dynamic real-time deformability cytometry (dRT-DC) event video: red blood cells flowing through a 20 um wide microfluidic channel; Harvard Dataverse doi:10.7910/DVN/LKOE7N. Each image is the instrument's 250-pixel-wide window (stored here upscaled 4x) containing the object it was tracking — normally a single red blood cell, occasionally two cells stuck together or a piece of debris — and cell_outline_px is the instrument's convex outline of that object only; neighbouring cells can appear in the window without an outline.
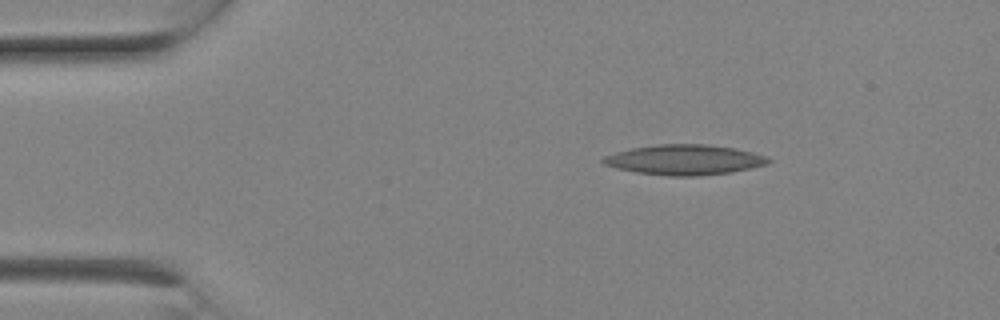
{"species": "Egyptian fruit bat (a non-hibernating species)", "species_latin": "Rousettus aegyptiacus", "temperature_condition": "room temperature", "stored_images_in_passage": 2, "camera_frame_rate_fps": 3000, "um_per_image_px": 0.085, "animal": {"sex": "female"}, "frame": {"image": 1, "passage_image": 1, "time_ms": 0.0, "image_size_px": [1000, 320], "cell_outline_px": [[772, 160], [768, 164], [732, 172], [696, 176], [668, 176], [636, 172], [616, 168], [604, 164], [600, 160], [604, 156], [616, 152], [632, 148], [656, 144], [704, 144], [736, 148], [768, 156]], "centroid_in_image_um": [58.2, 13.58], "position_along_channel_um": 26.8, "area_um2": 29.13}}
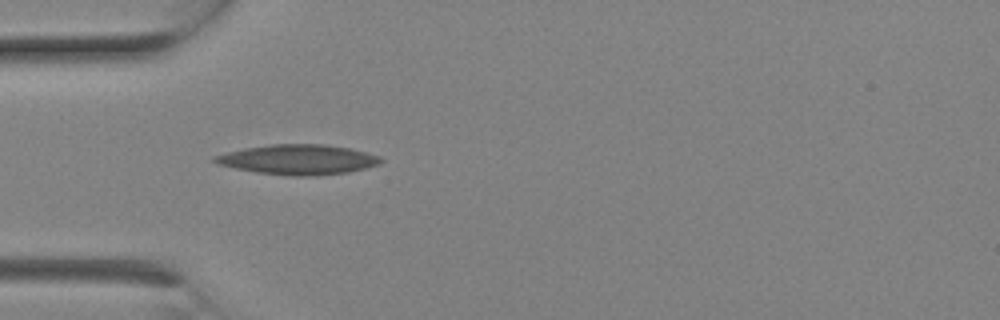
{"frame": {"image": 2, "passage_image": 2, "time_ms": 0.333, "image_size_px": [1000, 320], "cell_outline_px": [[384, 160], [380, 164], [348, 172], [316, 176], [288, 176], [256, 172], [216, 164], [212, 160], [212, 156], [244, 148], [272, 144], [324, 144], [352, 148], [380, 156]], "centroid_in_image_um": [25.35, 13.56], "position_along_channel_um": 59.6, "area_um2": 29.19}}